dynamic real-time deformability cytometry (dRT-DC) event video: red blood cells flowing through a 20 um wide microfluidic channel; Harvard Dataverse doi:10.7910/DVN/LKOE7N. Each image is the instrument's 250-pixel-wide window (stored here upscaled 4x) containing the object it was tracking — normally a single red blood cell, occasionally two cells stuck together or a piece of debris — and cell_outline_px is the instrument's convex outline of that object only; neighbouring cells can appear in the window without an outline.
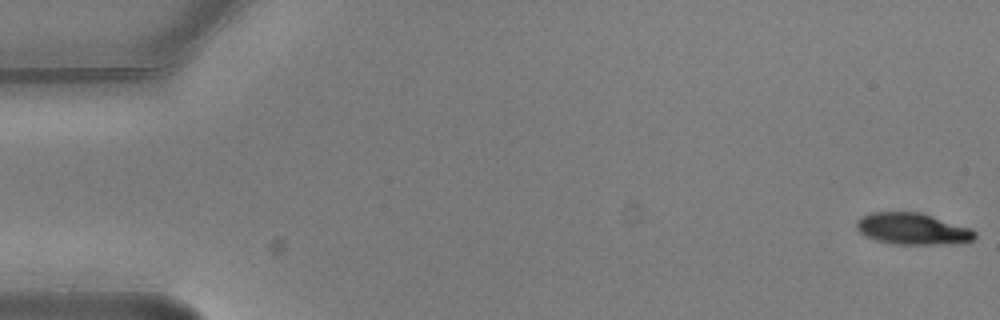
{"species": "common noctule bat (a hibernating species)", "species_latin": "Nyctalus noctula", "temperature_condition": "warm", "stored_images_in_passage": 6, "camera_frame_rate_fps": 3000, "um_per_image_px": 0.085, "animal": {"sex": "male", "body_mass_g": 20.5, "forearm_length_mm": 52.5}, "frame": {"image": 1, "passage_image": 1, "time_ms": 0.0, "image_size_px": [1000, 320], "cell_outline_px": [[976, 236], [972, 240], [956, 244], [892, 244], [876, 240], [864, 236], [856, 228], [856, 220], [860, 216], [872, 212], [920, 212], [972, 228], [976, 232]], "centroid_in_image_um": [77.56, 19.45], "position_along_channel_um": 7.4, "area_um2": 22.02}}
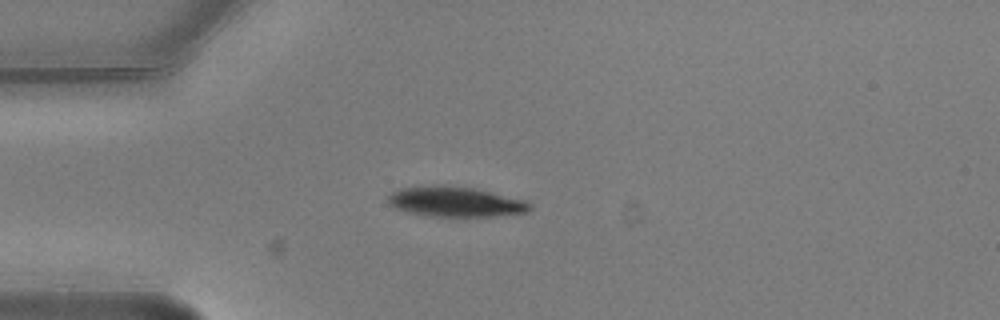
{"frame": {"image": 2, "passage_image": 5, "time_ms": 1.333, "image_size_px": [1000, 320], "cell_outline_px": [[532, 208], [528, 212], [496, 216], [432, 216], [412, 212], [396, 208], [388, 204], [388, 196], [392, 192], [400, 188], [476, 188], [528, 200], [532, 204]], "centroid_in_image_um": [38.85, 17.19], "position_along_channel_um": 46.2, "area_um2": 23.99}}
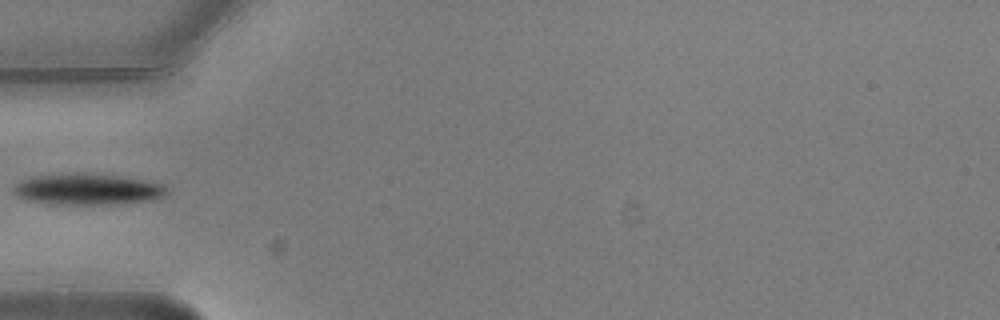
{"frame": {"image": 3, "passage_image": 6, "time_ms": 1.667, "image_size_px": [1000, 320], "cell_outline_px": [[168, 192], [164, 196], [148, 200], [120, 204], [60, 204], [28, 200], [12, 192], [12, 188], [20, 180], [36, 176], [120, 176], [164, 184], [168, 188]], "centroid_in_image_um": [7.5, 16.13], "position_along_channel_um": 77.5, "area_um2": 26.53}}